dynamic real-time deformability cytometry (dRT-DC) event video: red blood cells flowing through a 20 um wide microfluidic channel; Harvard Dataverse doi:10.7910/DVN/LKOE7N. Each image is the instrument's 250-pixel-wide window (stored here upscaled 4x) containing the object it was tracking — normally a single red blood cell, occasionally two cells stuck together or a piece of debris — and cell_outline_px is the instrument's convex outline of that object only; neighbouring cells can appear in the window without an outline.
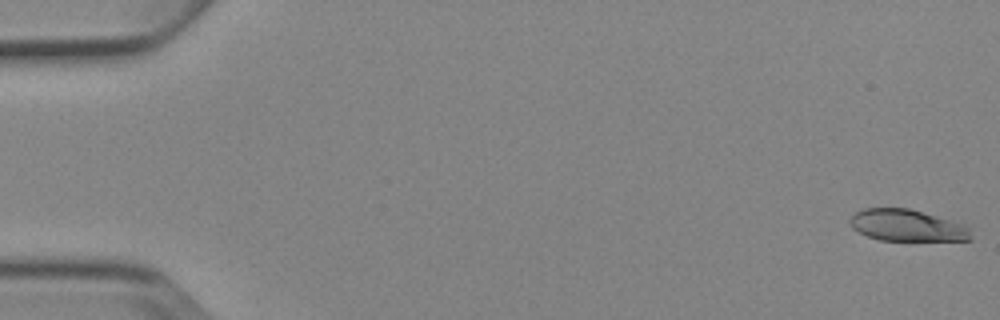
{"species": "Egyptian fruit bat (a non-hibernating species)", "species_latin": "Rousettus aegyptiacus", "temperature_condition": "cold", "stored_images_in_passage": 6, "camera_frame_rate_fps": 3000, "um_per_image_px": 0.085, "animal": {"sex": "female"}, "frame": {"image": 1, "passage_image": 1, "time_ms": 0.0, "image_size_px": [1000, 320], "cell_outline_px": [[972, 240], [880, 240], [868, 236], [852, 228], [848, 220], [856, 212], [864, 208], [908, 208], [936, 216], [960, 224], [968, 228], [972, 236]], "centroid_in_image_um": [77.05, 19.16], "position_along_channel_um": 8.0, "area_um2": 21.91}}
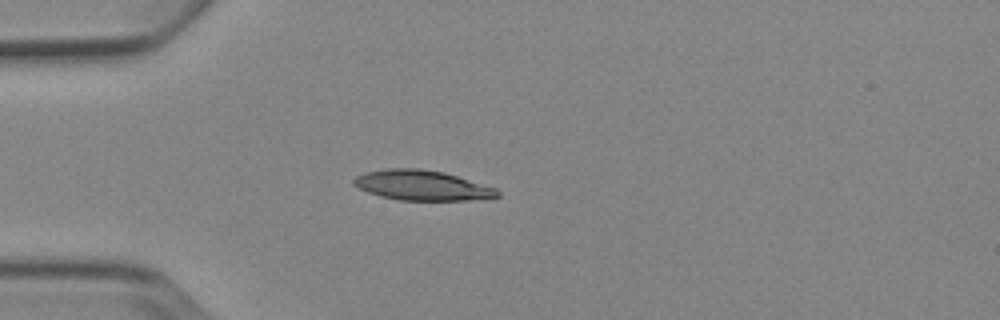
{"frame": {"image": 2, "passage_image": 5, "time_ms": 4.667, "image_size_px": [1000, 320], "cell_outline_px": [[500, 196], [468, 200], [400, 200], [380, 196], [368, 192], [352, 184], [352, 180], [356, 176], [364, 172], [384, 168], [420, 168], [444, 172], [496, 188], [500, 192]], "centroid_in_image_um": [35.83, 15.74], "position_along_channel_um": 49.2, "area_um2": 25.14}}